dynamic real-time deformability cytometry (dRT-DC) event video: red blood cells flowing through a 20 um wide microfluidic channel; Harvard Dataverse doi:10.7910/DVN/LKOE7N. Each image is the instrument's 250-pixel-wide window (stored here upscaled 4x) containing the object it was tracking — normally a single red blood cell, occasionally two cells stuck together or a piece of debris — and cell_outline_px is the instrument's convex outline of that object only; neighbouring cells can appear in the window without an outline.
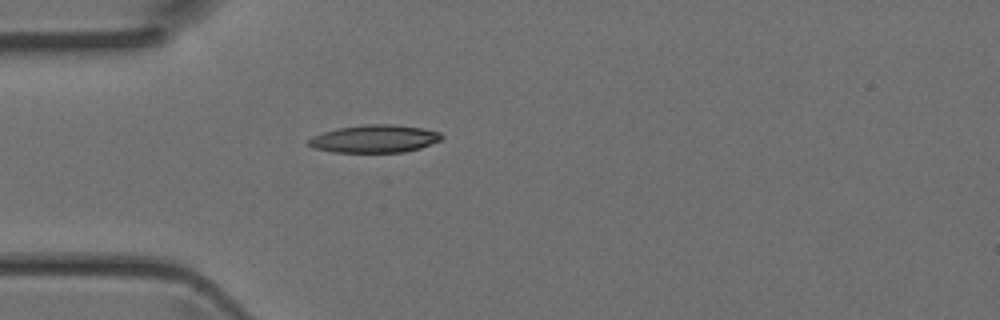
{"species": "Egyptian fruit bat (a non-hibernating species)", "species_latin": "Rousettus aegyptiacus", "temperature_condition": "room temperature", "stored_images_in_passage": 1, "camera_frame_rate_fps": 3000, "um_per_image_px": 0.085, "animal": {"sex": "female"}, "frame": {"image": 1, "passage_image": 1, "time_ms": 0.0, "image_size_px": [1000, 320], "cell_outline_px": [[444, 136], [440, 140], [420, 148], [404, 152], [332, 152], [312, 148], [308, 144], [308, 140], [312, 136], [336, 128], [364, 124], [392, 124], [424, 128], [440, 132]], "centroid_in_image_um": [31.83, 11.79], "position_along_channel_um": 53.2, "area_um2": 21.62}}